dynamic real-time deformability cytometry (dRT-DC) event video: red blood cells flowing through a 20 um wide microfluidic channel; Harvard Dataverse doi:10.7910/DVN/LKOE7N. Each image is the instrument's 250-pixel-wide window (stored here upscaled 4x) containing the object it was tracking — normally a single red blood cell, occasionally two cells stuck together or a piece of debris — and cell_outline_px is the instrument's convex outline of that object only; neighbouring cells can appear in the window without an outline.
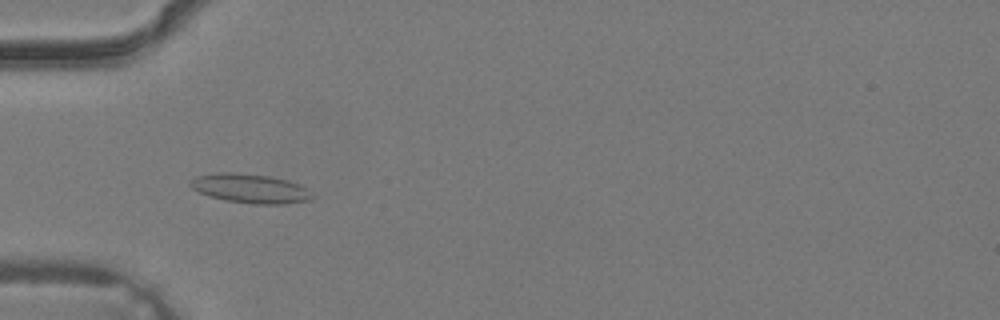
{"species": "common noctule bat (a hibernating species)", "species_latin": "Nyctalus noctula", "temperature_condition": "warm", "stored_images_in_passage": 38, "camera_frame_rate_fps": 3000, "um_per_image_px": 0.085, "animal": {"sex": "male", "body_mass_g": 19.2, "forearm_length_mm": 51.8}, "frame": {"image": 1, "passage_image": 13, "time_ms": 4.0, "image_size_px": [1000, 320], "cell_outline_px": [[316, 196], [312, 200], [284, 204], [252, 204], [224, 200], [208, 196], [192, 188], [188, 184], [196, 176], [216, 172], [236, 172], [268, 176], [288, 180], [300, 184]], "centroid_in_image_um": [21.29, 16.02], "position_along_channel_um": 63.7, "area_um2": 20.98}}
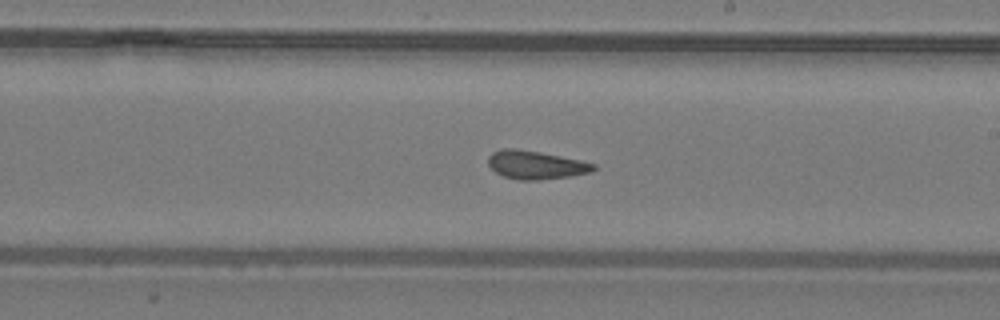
{"frame": {"image": 2, "passage_image": 23, "time_ms": 7.333, "image_size_px": [1000, 320], "cell_outline_px": [[596, 168], [592, 172], [568, 176], [536, 180], [520, 180], [504, 176], [496, 172], [488, 164], [488, 156], [492, 152], [500, 148], [516, 148], [540, 152], [580, 160], [596, 164]], "centroid_in_image_um": [45.52, 14.0], "position_along_channel_um": 243.5, "area_um2": 17.34}}
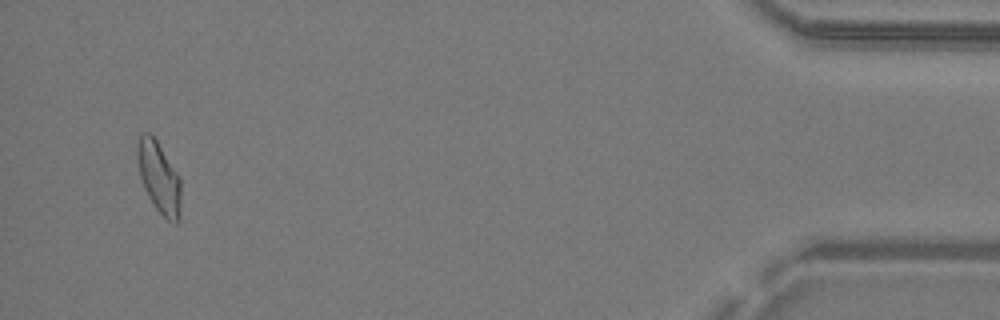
{"frame": {"image": 3, "passage_image": 37, "time_ms": 12.0, "image_size_px": [1000, 320], "cell_outline_px": [[180, 220], [176, 224], [168, 220], [156, 208], [148, 196], [144, 188], [140, 176], [136, 156], [136, 148], [140, 132], [148, 132], [156, 140], [180, 176]], "centroid_in_image_um": [13.5, 15.06], "position_along_channel_um": 421.7, "area_um2": 18.15}}